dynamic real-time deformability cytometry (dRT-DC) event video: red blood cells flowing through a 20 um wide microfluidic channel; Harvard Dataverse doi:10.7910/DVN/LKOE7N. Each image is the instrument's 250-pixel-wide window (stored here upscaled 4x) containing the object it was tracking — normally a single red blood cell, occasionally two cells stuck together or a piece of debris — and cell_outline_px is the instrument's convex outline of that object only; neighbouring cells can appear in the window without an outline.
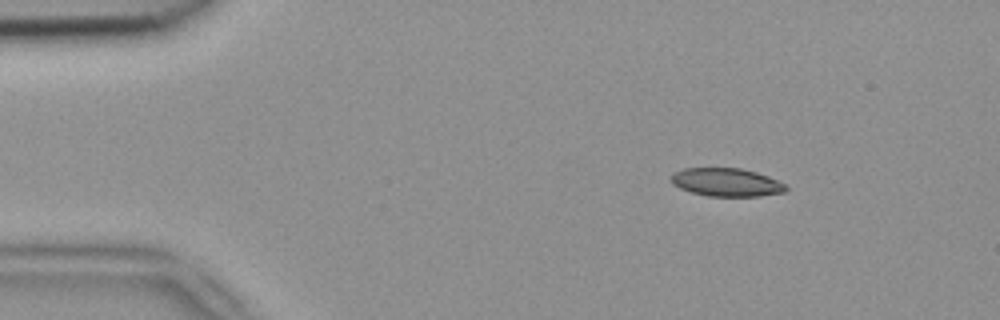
{"species": "common noctule bat (a hibernating species)", "species_latin": "Nyctalus noctula", "temperature_condition": "room temperature", "stored_images_in_passage": 51, "camera_frame_rate_fps": 3000, "um_per_image_px": 0.085, "animal": {"sex": "female", "body_mass_g": 18.4}, "frame": {"image": 1, "passage_image": 7, "time_ms": 2.0, "image_size_px": [1000, 320], "cell_outline_px": [[788, 188], [784, 192], [760, 196], [708, 196], [692, 192], [680, 188], [672, 184], [672, 172], [684, 168], [740, 168], [756, 172], [768, 176], [784, 184]], "centroid_in_image_um": [61.73, 15.49], "position_along_channel_um": 23.3, "area_um2": 18.79}}
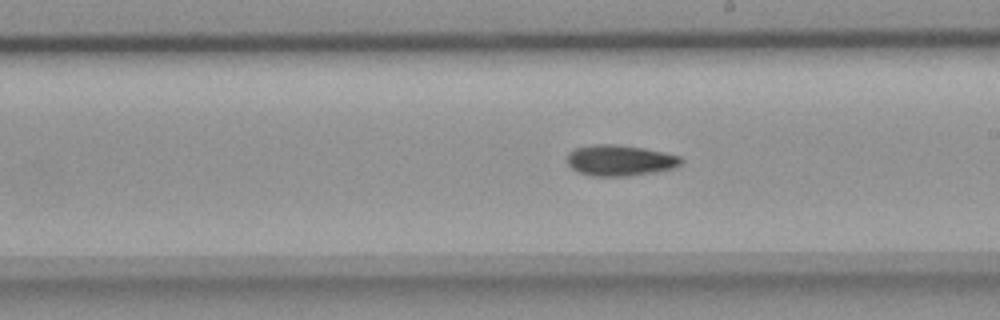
{"frame": {"image": 2, "passage_image": 29, "time_ms": 9.333, "image_size_px": [1000, 320], "cell_outline_px": [[684, 160], [680, 164], [672, 168], [656, 172], [628, 176], [588, 176], [572, 168], [568, 164], [568, 152], [576, 148], [592, 144], [616, 144], [664, 152], [680, 156]], "centroid_in_image_um": [52.69, 13.64], "position_along_channel_um": 236.3, "area_um2": 20.46}}
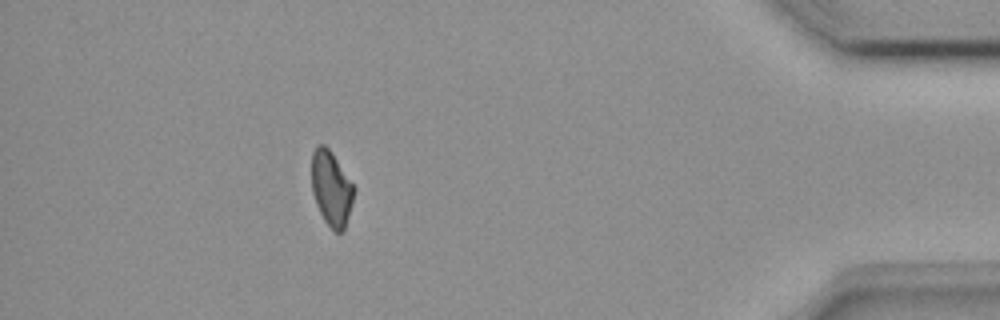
{"frame": {"image": 3, "passage_image": 46, "time_ms": 15.0, "image_size_px": [1000, 320], "cell_outline_px": [[356, 188], [352, 204], [344, 232], [336, 232], [324, 220], [316, 204], [312, 192], [312, 152], [316, 144], [324, 144], [332, 152]], "centroid_in_image_um": [28.17, 16.0], "position_along_channel_um": 407.0, "area_um2": 18.61}}